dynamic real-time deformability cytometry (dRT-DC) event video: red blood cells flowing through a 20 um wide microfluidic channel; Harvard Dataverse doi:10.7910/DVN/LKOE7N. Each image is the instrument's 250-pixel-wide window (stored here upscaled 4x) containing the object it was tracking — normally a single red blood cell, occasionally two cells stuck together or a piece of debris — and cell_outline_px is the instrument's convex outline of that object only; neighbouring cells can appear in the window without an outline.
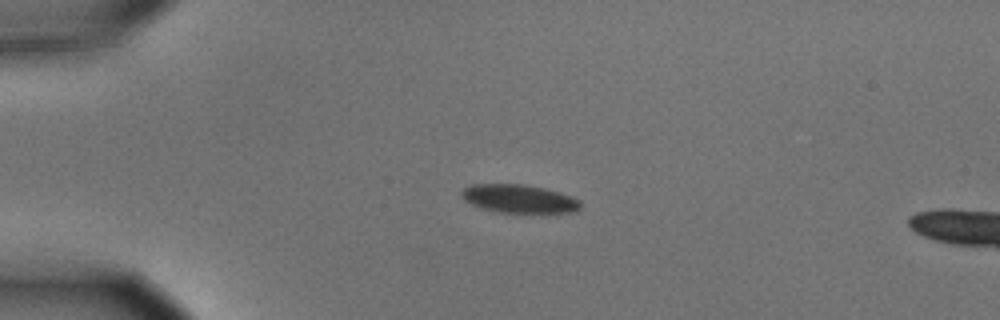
{"species": "common noctule bat (a hibernating species)", "species_latin": "Nyctalus noctula", "temperature_condition": "cold", "stored_images_in_passage": 43, "camera_frame_rate_fps": 3000, "um_per_image_px": 0.085, "animal": {"sex": "male", "body_mass_g": 15.6}, "frame": {"image": 1, "passage_image": 1, "time_ms": 0.0, "image_size_px": [1000, 320], "cell_outline_px": [[580, 208], [572, 212], [500, 212], [480, 208], [464, 200], [460, 192], [464, 188], [472, 184], [524, 184], [544, 188], [580, 200]], "centroid_in_image_um": [44.06, 16.88], "position_along_channel_um": 40.9, "area_um2": 19.31}}
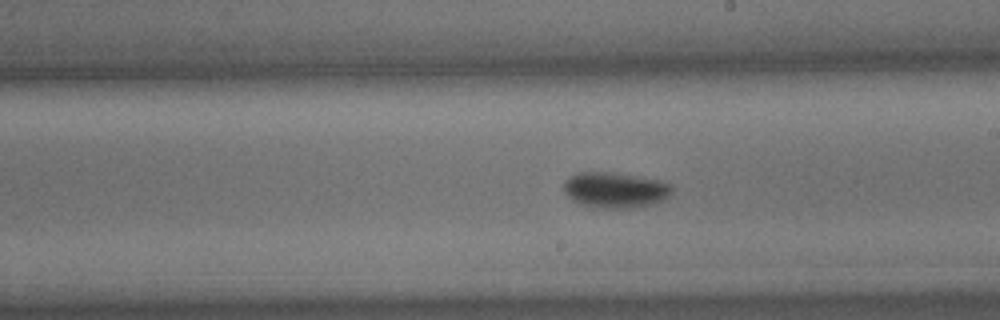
{"frame": {"image": 2, "passage_image": 20, "time_ms": 6.333, "image_size_px": [1000, 320], "cell_outline_px": [[672, 192], [660, 200], [652, 204], [636, 208], [596, 208], [584, 204], [568, 196], [564, 192], [564, 180], [568, 176], [576, 172], [612, 172], [656, 180], [672, 184]], "centroid_in_image_um": [52.25, 16.14], "position_along_channel_um": 236.7, "area_um2": 22.25}}
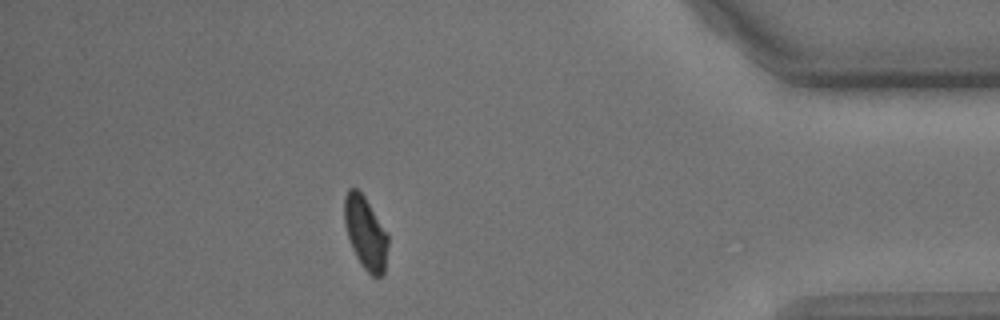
{"frame": {"image": 3, "passage_image": 37, "time_ms": 12.0, "image_size_px": [1000, 320], "cell_outline_px": [[388, 244], [384, 272], [376, 280], [364, 268], [356, 256], [352, 248], [344, 224], [344, 196], [348, 188], [356, 188], [364, 196], [388, 232]], "centroid_in_image_um": [31.07, 19.79], "position_along_channel_um": 404.1, "area_um2": 18.61}, "authors_computed_cell_mechanics": {"area_um2": 20.2878, "velocity_mm_per_s": 3.6059, "shape_relaxation_time_tau1_ms": 3.5839, "shape_relaxation_time_tau2_ms": null, "deformation_change_tau1": 0.1049, "deformation_change_tau2": null}}